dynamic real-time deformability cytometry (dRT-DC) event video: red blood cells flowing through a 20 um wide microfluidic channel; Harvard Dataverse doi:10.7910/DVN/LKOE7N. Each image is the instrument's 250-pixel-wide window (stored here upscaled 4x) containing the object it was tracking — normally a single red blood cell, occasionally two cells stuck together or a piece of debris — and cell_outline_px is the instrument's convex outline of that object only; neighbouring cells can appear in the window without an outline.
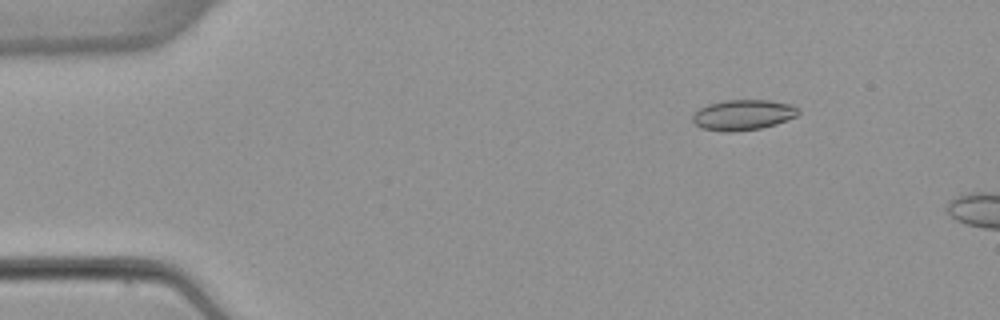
{"species": "common noctule bat (a hibernating species)", "species_latin": "Nyctalus noctula", "temperature_condition": "warm", "stored_images_in_passage": 4, "camera_frame_rate_fps": 3000, "um_per_image_px": 0.085, "animal": {"sex": "female", "body_mass_g": 22.7, "forearm_length_mm": 54.2}, "frame": {"image": 1, "passage_image": 2, "time_ms": 1.333, "image_size_px": [1000, 320], "cell_outline_px": [[800, 112], [796, 116], [776, 124], [760, 128], [732, 132], [724, 132], [700, 128], [692, 120], [692, 116], [700, 108], [708, 104], [724, 100], [768, 100], [792, 104], [800, 108]], "centroid_in_image_um": [63.17, 9.76], "position_along_channel_um": 21.8, "area_um2": 18.84}}